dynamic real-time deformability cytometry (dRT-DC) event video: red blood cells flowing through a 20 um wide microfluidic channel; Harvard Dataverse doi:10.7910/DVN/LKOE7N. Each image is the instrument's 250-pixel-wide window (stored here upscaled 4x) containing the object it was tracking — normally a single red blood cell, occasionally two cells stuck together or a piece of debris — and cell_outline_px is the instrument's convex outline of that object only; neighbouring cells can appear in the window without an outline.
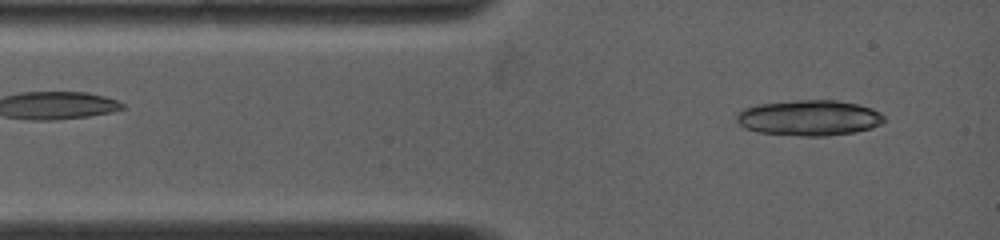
{"species": "common noctule bat (a hibernating species)", "species_latin": "Nyctalus noctula", "temperature_condition": "warm", "stored_images_in_passage": 6, "camera_frame_rate_fps": 5000, "um_per_image_px": 0.085, "animal": {"sex": "female", "body_mass_g": 19.0, "forearm_length_mm": 53.3}, "frame": {"image": 1, "passage_image": 3, "time_ms": 0.4, "image_size_px": [1000, 240], "cell_outline_px": [[884, 120], [880, 124], [872, 128], [856, 132], [828, 136], [800, 136], [756, 132], [744, 128], [736, 120], [736, 112], [744, 108], [760, 104], [796, 100], [836, 100], [856, 104], [872, 108], [880, 112], [884, 116]], "centroid_in_image_um": [68.77, 10.02], "position_along_channel_um": 16.2, "area_um2": 30.81}}